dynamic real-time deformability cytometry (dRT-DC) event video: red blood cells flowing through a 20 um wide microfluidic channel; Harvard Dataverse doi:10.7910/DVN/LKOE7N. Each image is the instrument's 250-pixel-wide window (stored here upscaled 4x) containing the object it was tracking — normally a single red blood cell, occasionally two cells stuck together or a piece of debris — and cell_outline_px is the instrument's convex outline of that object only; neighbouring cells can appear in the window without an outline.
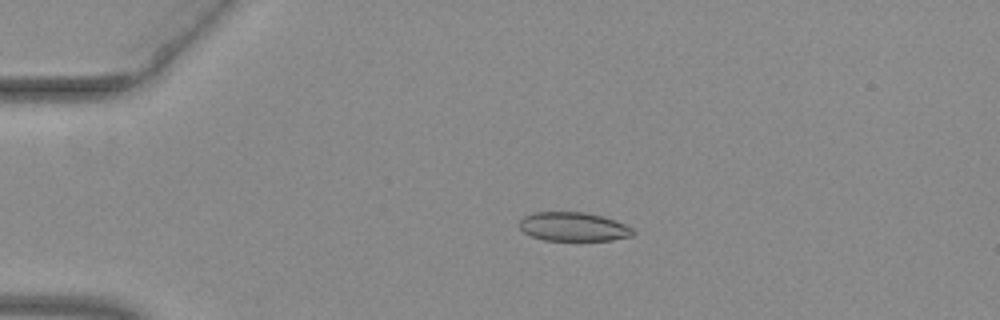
{"species": "common noctule bat (a hibernating species)", "species_latin": "Nyctalus noctula", "temperature_condition": "warm", "stored_images_in_passage": 53, "camera_frame_rate_fps": 3000, "um_per_image_px": 0.085, "animal": {"sex": "female", "body_mass_g": 29.2, "forearm_length_mm": 56.3}, "frame": {"image": 1, "passage_image": 13, "time_ms": 4.0, "image_size_px": [1000, 320], "cell_outline_px": [[636, 232], [632, 236], [612, 240], [544, 240], [532, 236], [524, 232], [516, 224], [524, 216], [532, 212], [584, 212], [600, 216], [624, 224], [632, 228]], "centroid_in_image_um": [48.7, 19.27], "position_along_channel_um": 36.3, "area_um2": 19.07}}
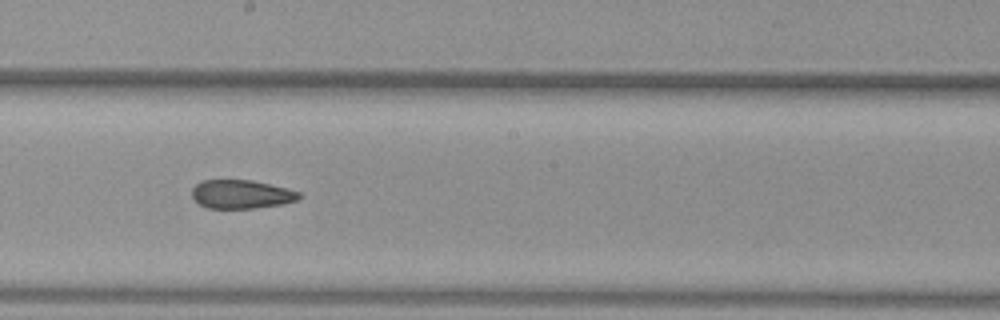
{"frame": {"image": 2, "passage_image": 31, "time_ms": 10.0, "image_size_px": [1000, 320], "cell_outline_px": [[300, 196], [296, 200], [284, 204], [256, 208], [208, 208], [200, 204], [192, 196], [192, 188], [196, 184], [204, 180], [252, 180], [288, 188], [300, 192]], "centroid_in_image_um": [20.53, 16.51], "position_along_channel_um": 227.7, "area_um2": 17.86}}
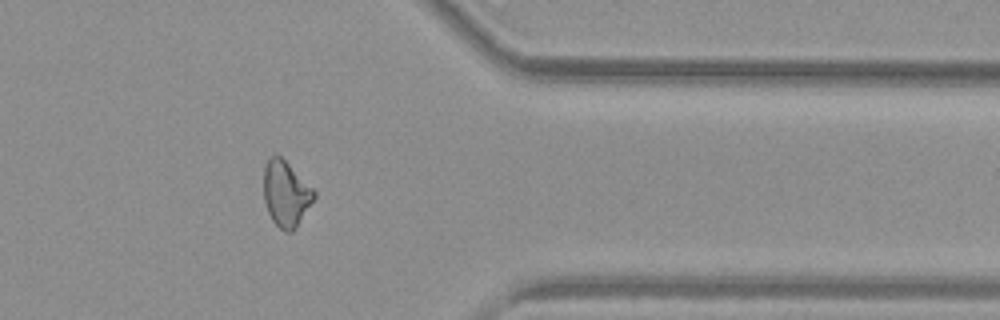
{"frame": {"image": 3, "passage_image": 44, "time_ms": 14.333, "image_size_px": [1000, 320], "cell_outline_px": [[316, 196], [296, 228], [292, 232], [284, 232], [272, 220], [268, 212], [264, 200], [264, 168], [268, 160], [272, 156], [280, 156], [316, 192]], "centroid_in_image_um": [24.3, 16.51], "position_along_channel_um": 387.1, "area_um2": 18.9}, "authors_computed_cell_mechanics": {"area_um2": 19.8832, "velocity_mm_per_s": 3.9778, "shape_relaxation_time_tau1_ms": null, "shape_relaxation_time_tau2_ms": 2.8785, "deformation_change_tau1": null, "deformation_change_tau2": 0.0979}}